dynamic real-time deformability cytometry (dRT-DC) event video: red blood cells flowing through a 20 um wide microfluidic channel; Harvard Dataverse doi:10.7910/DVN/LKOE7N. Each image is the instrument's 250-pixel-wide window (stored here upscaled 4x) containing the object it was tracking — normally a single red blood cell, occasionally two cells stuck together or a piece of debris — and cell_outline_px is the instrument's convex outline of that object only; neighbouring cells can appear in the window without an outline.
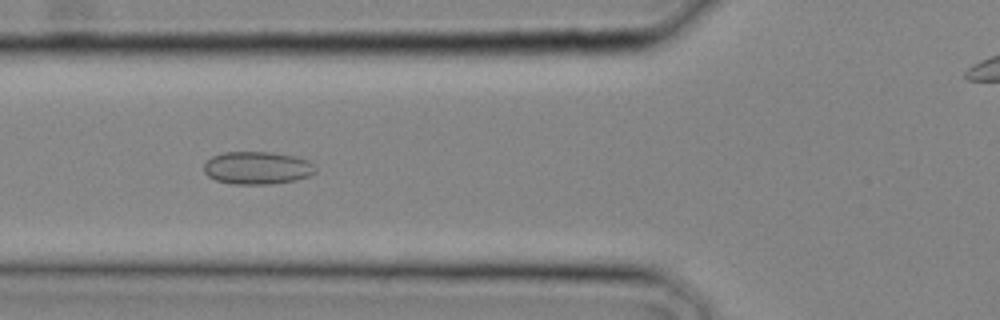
{"species": "common noctule bat (a hibernating species)", "species_latin": "Nyctalus noctula", "temperature_condition": "cold", "stored_images_in_passage": 27, "camera_frame_rate_fps": 3000, "um_per_image_px": 0.085, "animal": {"sex": "male", "body_mass_g": 20.4}, "frame": {"image": 1, "passage_image": 10, "time_ms": 3.0, "image_size_px": [1000, 320], "cell_outline_px": [[316, 172], [308, 176], [296, 180], [272, 184], [232, 184], [216, 180], [208, 176], [204, 172], [204, 164], [212, 156], [224, 152], [272, 152], [296, 156], [308, 160], [316, 168]], "centroid_in_image_um": [21.87, 14.27], "position_along_channel_um": 103.9, "area_um2": 21.39}}
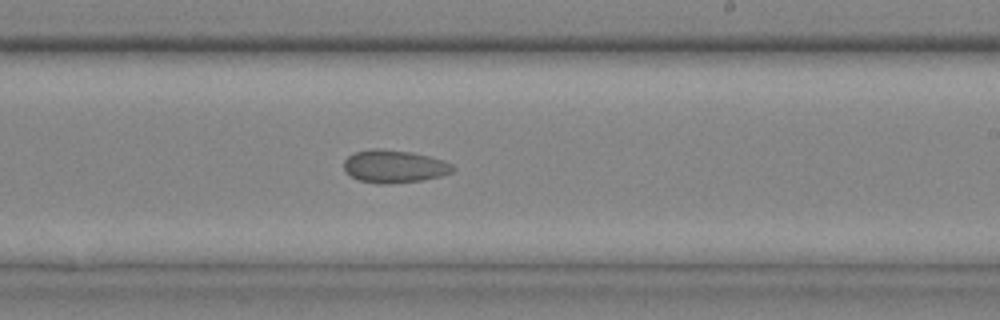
{"frame": {"image": 2, "passage_image": 17, "time_ms": 5.333, "image_size_px": [1000, 320], "cell_outline_px": [[456, 168], [452, 172], [440, 176], [420, 180], [388, 184], [376, 184], [360, 180], [352, 176], [344, 168], [344, 160], [352, 152], [372, 148], [384, 148], [412, 152], [444, 160], [452, 164]], "centroid_in_image_um": [33.5, 14.12], "position_along_channel_um": 255.5, "area_um2": 20.92}}
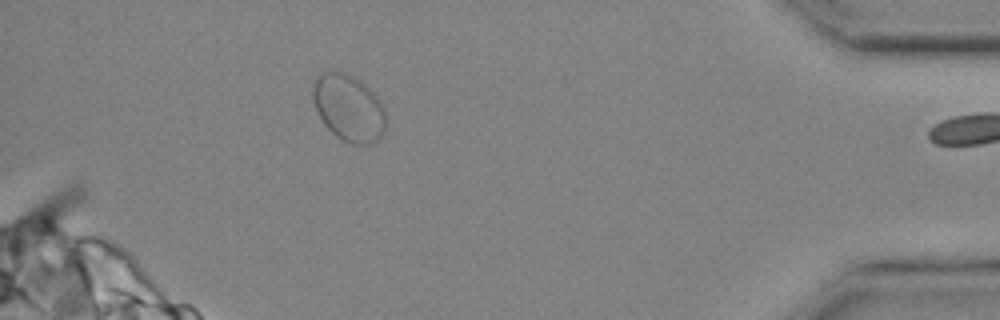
{"frame": {"image": 3, "passage_image": 26, "time_ms": 8.333, "image_size_px": [1000, 320], "cell_outline_px": [[388, 124], [384, 132], [372, 144], [352, 144], [336, 136], [324, 124], [312, 100], [312, 84], [316, 76], [324, 72], [344, 72], [360, 80], [376, 96], [384, 108]], "centroid_in_image_um": [29.64, 9.17], "position_along_channel_um": 405.6, "area_um2": 28.44}}